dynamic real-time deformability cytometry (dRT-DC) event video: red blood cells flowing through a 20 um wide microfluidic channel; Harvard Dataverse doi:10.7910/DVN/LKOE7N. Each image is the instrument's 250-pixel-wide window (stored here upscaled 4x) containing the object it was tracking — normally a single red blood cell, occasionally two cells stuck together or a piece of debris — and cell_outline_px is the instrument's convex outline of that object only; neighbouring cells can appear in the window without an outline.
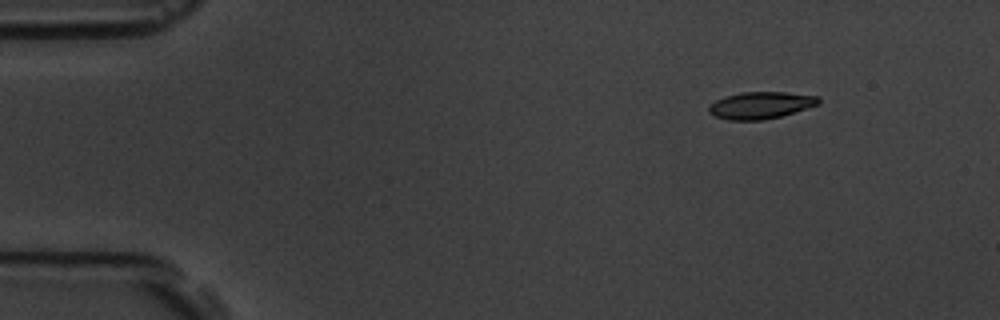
{"species": "common noctule bat (a hibernating species)", "species_latin": "Nyctalus noctula", "temperature_condition": "room temperature", "stored_images_in_passage": 4, "camera_frame_rate_fps": 3000, "um_per_image_px": 0.085, "animal": {"sex": "male", "body_mass_g": 19.5, "forearm_length_mm": 54.6}, "frame": {"image": 1, "passage_image": 1, "time_ms": 0.0, "image_size_px": [1000, 320], "cell_outline_px": [[820, 104], [780, 116], [760, 120], [728, 120], [716, 116], [708, 112], [708, 108], [716, 100], [724, 96], [740, 92], [784, 92], [820, 96]], "centroid_in_image_um": [64.66, 8.93], "position_along_channel_um": 20.3, "area_um2": 17.17}}
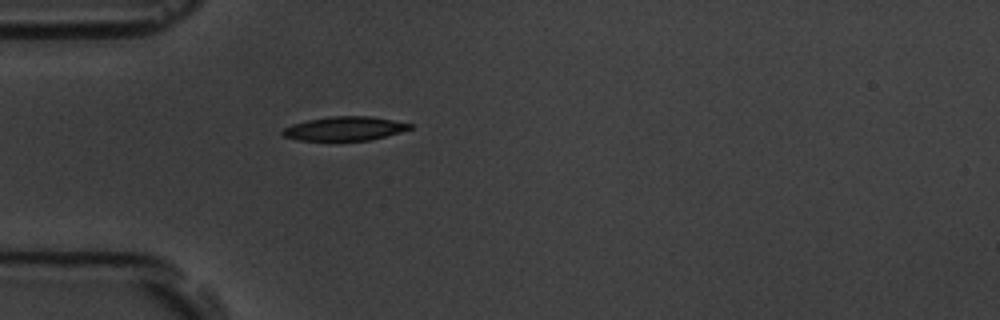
{"frame": {"image": 2, "passage_image": 4, "time_ms": 3.333, "image_size_px": [1000, 320], "cell_outline_px": [[412, 128], [400, 132], [368, 140], [300, 140], [284, 136], [280, 132], [284, 128], [292, 124], [308, 120], [332, 116], [372, 116], [412, 124]], "centroid_in_image_um": [29.28, 10.92], "position_along_channel_um": 55.7, "area_um2": 17.51}}